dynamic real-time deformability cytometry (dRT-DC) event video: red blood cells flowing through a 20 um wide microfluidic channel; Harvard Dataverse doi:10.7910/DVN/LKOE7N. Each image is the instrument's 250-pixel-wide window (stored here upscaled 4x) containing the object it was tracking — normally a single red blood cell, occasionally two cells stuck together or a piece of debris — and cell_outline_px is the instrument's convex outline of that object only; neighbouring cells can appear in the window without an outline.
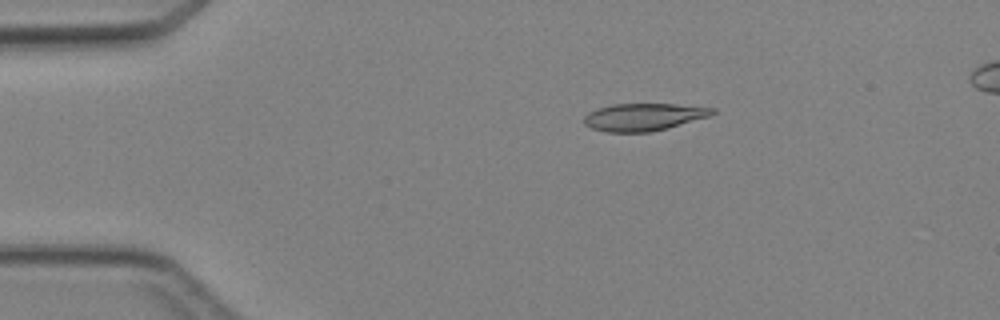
{"species": "Egyptian fruit bat (a non-hibernating species)", "species_latin": "Rousettus aegyptiacus", "temperature_condition": "cold", "stored_images_in_passage": 5, "camera_frame_rate_fps": 3000, "um_per_image_px": 0.085, "animal": {"sex": "female"}, "frame": {"image": 1, "passage_image": 3, "time_ms": 2.333, "image_size_px": [1000, 320], "cell_outline_px": [[716, 112], [708, 116], [668, 128], [652, 132], [608, 132], [592, 128], [584, 124], [584, 116], [588, 112], [596, 108], [612, 104], [676, 104], [716, 108]], "centroid_in_image_um": [54.69, 9.94], "position_along_channel_um": 30.3, "area_um2": 20.52}}